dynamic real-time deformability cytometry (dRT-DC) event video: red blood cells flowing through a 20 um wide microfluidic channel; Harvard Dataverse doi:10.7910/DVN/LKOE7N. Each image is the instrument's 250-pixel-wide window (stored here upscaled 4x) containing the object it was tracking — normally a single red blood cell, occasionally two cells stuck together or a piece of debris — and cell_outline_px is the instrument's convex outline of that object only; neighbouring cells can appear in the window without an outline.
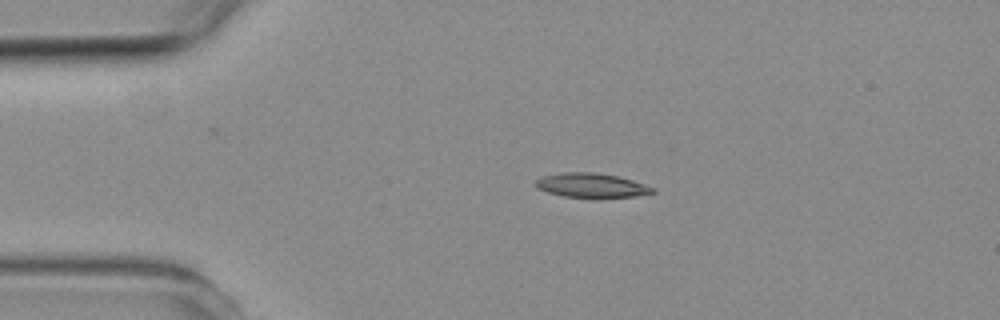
{"species": "common noctule bat (a hibernating species)", "species_latin": "Nyctalus noctula", "temperature_condition": "room temperature", "stored_images_in_passage": 4, "camera_frame_rate_fps": 3000, "um_per_image_px": 0.085, "animal": {"sex": "female", "body_mass_g": 19.3, "forearm_length_mm": 54.1}, "frame": {"image": 1, "passage_image": 3, "time_ms": 2.333, "image_size_px": [1000, 320], "cell_outline_px": [[656, 192], [636, 196], [596, 200], [564, 196], [548, 192], [536, 188], [532, 184], [540, 176], [560, 172], [596, 172], [616, 176], [632, 180], [656, 188]], "centroid_in_image_um": [50.25, 15.78], "position_along_channel_um": 34.7, "area_um2": 17.4}}